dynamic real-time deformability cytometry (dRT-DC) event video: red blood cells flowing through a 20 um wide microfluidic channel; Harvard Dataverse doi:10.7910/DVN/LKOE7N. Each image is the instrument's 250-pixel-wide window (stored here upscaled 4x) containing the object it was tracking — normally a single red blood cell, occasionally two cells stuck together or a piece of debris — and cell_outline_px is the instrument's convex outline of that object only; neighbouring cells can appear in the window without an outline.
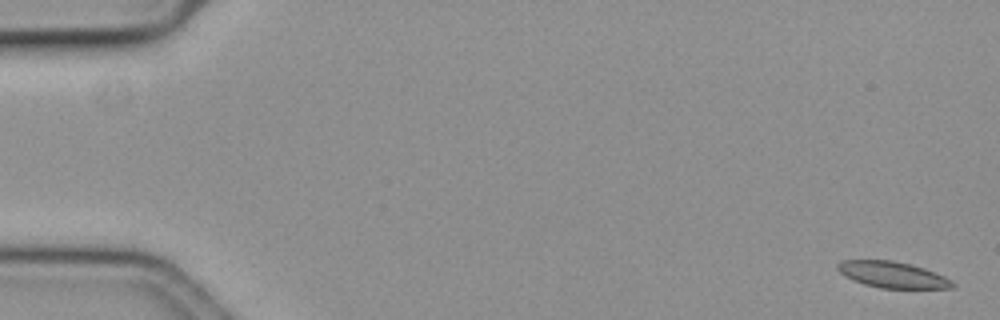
{"species": "common noctule bat (a hibernating species)", "species_latin": "Nyctalus noctula", "temperature_condition": "cold", "stored_images_in_passage": 60, "camera_frame_rate_fps": 3000, "um_per_image_px": 0.085, "animal": {"sex": "female", "body_mass_g": 19.3, "forearm_length_mm": 54.1}, "frame": {"image": 1, "passage_image": 2, "time_ms": 0.333, "image_size_px": [1000, 320], "cell_outline_px": [[956, 288], [880, 288], [864, 284], [852, 280], [844, 276], [836, 268], [836, 264], [840, 260], [892, 260], [912, 264], [924, 268], [944, 276], [952, 280], [956, 284]], "centroid_in_image_um": [75.85, 23.34], "position_along_channel_um": 9.1, "area_um2": 17.74}}
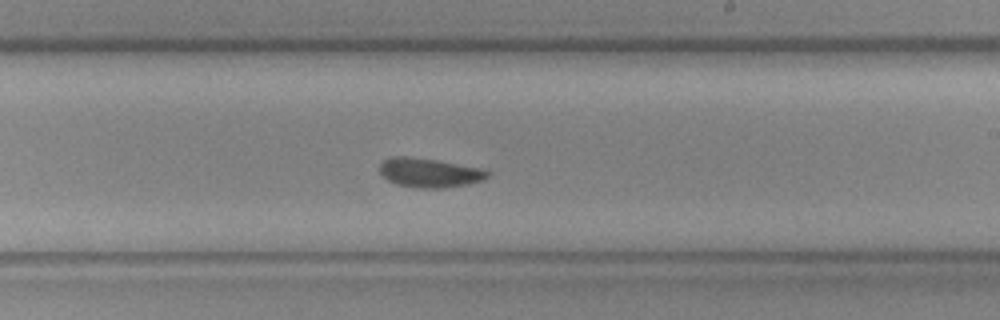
{"frame": {"image": 2, "passage_image": 36, "time_ms": 11.667, "image_size_px": [1000, 320], "cell_outline_px": [[488, 176], [480, 180], [468, 184], [444, 188], [416, 188], [396, 184], [388, 180], [380, 172], [380, 164], [384, 160], [392, 156], [404, 156], [436, 160], [480, 168], [488, 172]], "centroid_in_image_um": [36.45, 14.69], "position_along_channel_um": 252.5, "area_um2": 18.09}}
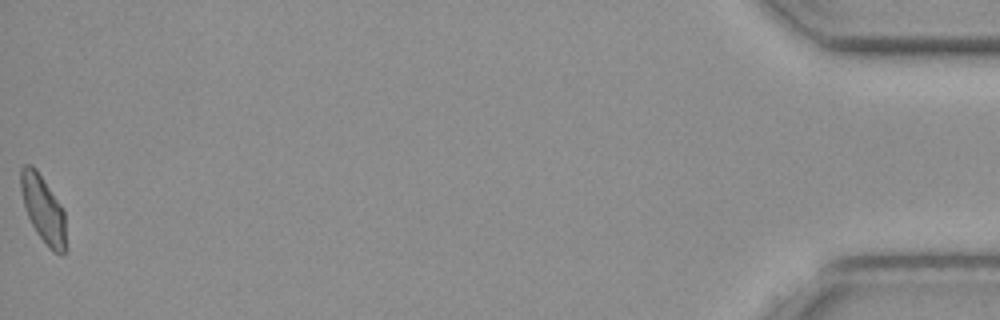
{"frame": {"image": 3, "passage_image": 60, "time_ms": 19.667, "image_size_px": [1000, 320], "cell_outline_px": [[64, 252], [52, 252], [48, 248], [36, 232], [28, 216], [24, 204], [20, 188], [20, 168], [24, 164], [32, 164], [36, 168], [64, 208]], "centroid_in_image_um": [3.64, 17.7], "position_along_channel_um": 431.6, "area_um2": 17.46}, "authors_computed_cell_mechanics": {"area_um2": 18.2648, "velocity_mm_per_s": 3.5331, "shape_relaxation_time_tau1_ms": 4.5026, "shape_relaxation_time_tau2_ms": 3.3911, "deformation_change_tau1": 0.1038, "deformation_change_tau2": 0.0675}}